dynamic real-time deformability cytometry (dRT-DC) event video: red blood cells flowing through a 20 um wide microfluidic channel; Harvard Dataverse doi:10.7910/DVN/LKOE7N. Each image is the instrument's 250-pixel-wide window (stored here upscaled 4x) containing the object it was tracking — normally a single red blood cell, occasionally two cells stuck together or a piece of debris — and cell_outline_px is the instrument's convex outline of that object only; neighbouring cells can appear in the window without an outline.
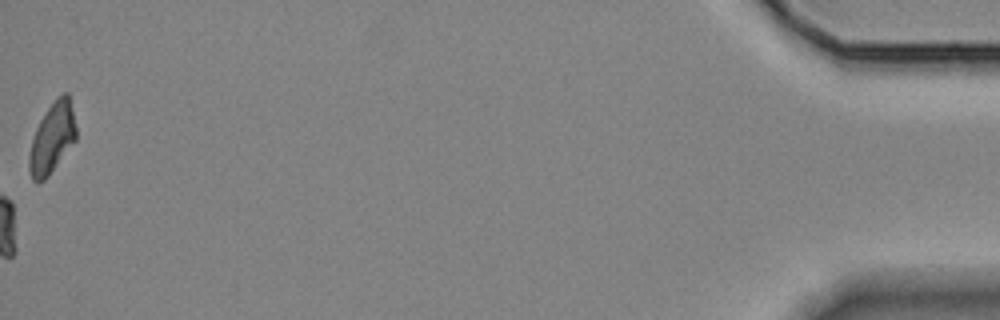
{"species": "Egyptian fruit bat (a non-hibernating species)", "species_latin": "Rousettus aegyptiacus", "temperature_condition": "room temperature", "stored_images_in_passage": 36, "camera_frame_rate_fps": 3000, "um_per_image_px": 0.085, "animal": {"sex": "female"}, "frame": {"image": 1, "passage_image": 36, "time_ms": 11.667, "image_size_px": [1000, 320], "cell_outline_px": [[76, 140], [48, 176], [44, 180], [32, 180], [28, 168], [28, 160], [32, 140], [36, 128], [40, 120], [56, 96], [64, 92], [68, 92], [76, 128]], "centroid_in_image_um": [4.43, 11.72], "position_along_channel_um": 430.8, "area_um2": 19.02}}